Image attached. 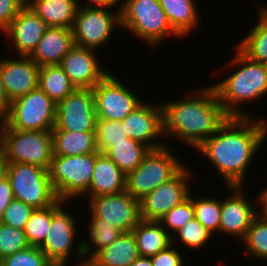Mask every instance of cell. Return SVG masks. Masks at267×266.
I'll return each mask as SVG.
<instances>
[{
	"mask_svg": "<svg viewBox=\"0 0 267 266\" xmlns=\"http://www.w3.org/2000/svg\"><path fill=\"white\" fill-rule=\"evenodd\" d=\"M267 139L266 120L228 117L218 130L195 150L213 163L227 186H244L246 171Z\"/></svg>",
	"mask_w": 267,
	"mask_h": 266,
	"instance_id": "6da1fadb",
	"label": "cell"
},
{
	"mask_svg": "<svg viewBox=\"0 0 267 266\" xmlns=\"http://www.w3.org/2000/svg\"><path fill=\"white\" fill-rule=\"evenodd\" d=\"M193 95L182 100H170L162 104V109L164 135L196 149L218 130L228 116L212 86L201 87Z\"/></svg>",
	"mask_w": 267,
	"mask_h": 266,
	"instance_id": "7a4b0ae2",
	"label": "cell"
},
{
	"mask_svg": "<svg viewBox=\"0 0 267 266\" xmlns=\"http://www.w3.org/2000/svg\"><path fill=\"white\" fill-rule=\"evenodd\" d=\"M235 49L236 54L229 65H237L238 70L211 86L228 117H251L239 108V103L255 101L267 95V65L253 61L237 47Z\"/></svg>",
	"mask_w": 267,
	"mask_h": 266,
	"instance_id": "3957f363",
	"label": "cell"
},
{
	"mask_svg": "<svg viewBox=\"0 0 267 266\" xmlns=\"http://www.w3.org/2000/svg\"><path fill=\"white\" fill-rule=\"evenodd\" d=\"M121 2L120 7H117L120 9V26L134 33L148 46L154 48L170 35L181 37L170 25L159 0Z\"/></svg>",
	"mask_w": 267,
	"mask_h": 266,
	"instance_id": "277c9868",
	"label": "cell"
},
{
	"mask_svg": "<svg viewBox=\"0 0 267 266\" xmlns=\"http://www.w3.org/2000/svg\"><path fill=\"white\" fill-rule=\"evenodd\" d=\"M0 150L8 163H27L49 170L53 158L52 132L16 130L0 122Z\"/></svg>",
	"mask_w": 267,
	"mask_h": 266,
	"instance_id": "5b68a950",
	"label": "cell"
},
{
	"mask_svg": "<svg viewBox=\"0 0 267 266\" xmlns=\"http://www.w3.org/2000/svg\"><path fill=\"white\" fill-rule=\"evenodd\" d=\"M185 165L163 146L150 149L142 162L126 174L125 190L140 201L162 183L174 177Z\"/></svg>",
	"mask_w": 267,
	"mask_h": 266,
	"instance_id": "8992f818",
	"label": "cell"
},
{
	"mask_svg": "<svg viewBox=\"0 0 267 266\" xmlns=\"http://www.w3.org/2000/svg\"><path fill=\"white\" fill-rule=\"evenodd\" d=\"M96 153L76 156L53 155L49 168L52 188L61 201L87 197ZM87 195V196H86Z\"/></svg>",
	"mask_w": 267,
	"mask_h": 266,
	"instance_id": "52a82bcc",
	"label": "cell"
},
{
	"mask_svg": "<svg viewBox=\"0 0 267 266\" xmlns=\"http://www.w3.org/2000/svg\"><path fill=\"white\" fill-rule=\"evenodd\" d=\"M7 178L14 199L20 200L34 209L49 207L58 200L47 169L27 163H9Z\"/></svg>",
	"mask_w": 267,
	"mask_h": 266,
	"instance_id": "ba28073f",
	"label": "cell"
},
{
	"mask_svg": "<svg viewBox=\"0 0 267 266\" xmlns=\"http://www.w3.org/2000/svg\"><path fill=\"white\" fill-rule=\"evenodd\" d=\"M57 104L39 87L11 102L4 122L23 131H51L55 125Z\"/></svg>",
	"mask_w": 267,
	"mask_h": 266,
	"instance_id": "9c48e42d",
	"label": "cell"
},
{
	"mask_svg": "<svg viewBox=\"0 0 267 266\" xmlns=\"http://www.w3.org/2000/svg\"><path fill=\"white\" fill-rule=\"evenodd\" d=\"M79 7L72 32L74 44L97 50L108 44L114 28L120 26V9Z\"/></svg>",
	"mask_w": 267,
	"mask_h": 266,
	"instance_id": "30bf717a",
	"label": "cell"
},
{
	"mask_svg": "<svg viewBox=\"0 0 267 266\" xmlns=\"http://www.w3.org/2000/svg\"><path fill=\"white\" fill-rule=\"evenodd\" d=\"M110 72L93 88L97 119L122 121L143 101Z\"/></svg>",
	"mask_w": 267,
	"mask_h": 266,
	"instance_id": "8fae6325",
	"label": "cell"
},
{
	"mask_svg": "<svg viewBox=\"0 0 267 266\" xmlns=\"http://www.w3.org/2000/svg\"><path fill=\"white\" fill-rule=\"evenodd\" d=\"M192 173L189 167L184 166L174 177L142 198L140 200L141 219L159 221L169 210L186 200L192 191L189 185L193 179Z\"/></svg>",
	"mask_w": 267,
	"mask_h": 266,
	"instance_id": "7c38bea8",
	"label": "cell"
},
{
	"mask_svg": "<svg viewBox=\"0 0 267 266\" xmlns=\"http://www.w3.org/2000/svg\"><path fill=\"white\" fill-rule=\"evenodd\" d=\"M87 199L90 214L101 223H111L122 232H131L142 220L140 201L126 190Z\"/></svg>",
	"mask_w": 267,
	"mask_h": 266,
	"instance_id": "4fadbf2b",
	"label": "cell"
},
{
	"mask_svg": "<svg viewBox=\"0 0 267 266\" xmlns=\"http://www.w3.org/2000/svg\"><path fill=\"white\" fill-rule=\"evenodd\" d=\"M96 111L92 89L75 88L56 106L54 127L66 131H95Z\"/></svg>",
	"mask_w": 267,
	"mask_h": 266,
	"instance_id": "5bb4252c",
	"label": "cell"
},
{
	"mask_svg": "<svg viewBox=\"0 0 267 266\" xmlns=\"http://www.w3.org/2000/svg\"><path fill=\"white\" fill-rule=\"evenodd\" d=\"M121 123L129 138L143 143L150 149L165 146V142L155 140L164 136L162 104L156 107L142 102Z\"/></svg>",
	"mask_w": 267,
	"mask_h": 266,
	"instance_id": "9a60e30c",
	"label": "cell"
},
{
	"mask_svg": "<svg viewBox=\"0 0 267 266\" xmlns=\"http://www.w3.org/2000/svg\"><path fill=\"white\" fill-rule=\"evenodd\" d=\"M245 186H227L231 192L226 199L221 201V214L219 233L236 236L243 240L253 219L258 215L251 202L247 199L243 188Z\"/></svg>",
	"mask_w": 267,
	"mask_h": 266,
	"instance_id": "2e32d148",
	"label": "cell"
},
{
	"mask_svg": "<svg viewBox=\"0 0 267 266\" xmlns=\"http://www.w3.org/2000/svg\"><path fill=\"white\" fill-rule=\"evenodd\" d=\"M39 70L29 56L0 58V77L10 102L38 88Z\"/></svg>",
	"mask_w": 267,
	"mask_h": 266,
	"instance_id": "e0dca14e",
	"label": "cell"
},
{
	"mask_svg": "<svg viewBox=\"0 0 267 266\" xmlns=\"http://www.w3.org/2000/svg\"><path fill=\"white\" fill-rule=\"evenodd\" d=\"M96 51L74 45L61 60L59 66L76 88L92 89L109 73L97 60Z\"/></svg>",
	"mask_w": 267,
	"mask_h": 266,
	"instance_id": "ac0fdd59",
	"label": "cell"
},
{
	"mask_svg": "<svg viewBox=\"0 0 267 266\" xmlns=\"http://www.w3.org/2000/svg\"><path fill=\"white\" fill-rule=\"evenodd\" d=\"M63 205L53 214L47 236L39 248L51 262L68 263L72 255L77 221Z\"/></svg>",
	"mask_w": 267,
	"mask_h": 266,
	"instance_id": "d6986e66",
	"label": "cell"
},
{
	"mask_svg": "<svg viewBox=\"0 0 267 266\" xmlns=\"http://www.w3.org/2000/svg\"><path fill=\"white\" fill-rule=\"evenodd\" d=\"M47 28V24L26 4L2 33L13 42L18 56H30Z\"/></svg>",
	"mask_w": 267,
	"mask_h": 266,
	"instance_id": "ffe728a7",
	"label": "cell"
},
{
	"mask_svg": "<svg viewBox=\"0 0 267 266\" xmlns=\"http://www.w3.org/2000/svg\"><path fill=\"white\" fill-rule=\"evenodd\" d=\"M74 45L72 29L48 27L29 57L40 67L59 65Z\"/></svg>",
	"mask_w": 267,
	"mask_h": 266,
	"instance_id": "44dd1931",
	"label": "cell"
},
{
	"mask_svg": "<svg viewBox=\"0 0 267 266\" xmlns=\"http://www.w3.org/2000/svg\"><path fill=\"white\" fill-rule=\"evenodd\" d=\"M126 174L104 153H96L88 197L116 194L125 190Z\"/></svg>",
	"mask_w": 267,
	"mask_h": 266,
	"instance_id": "7402d4cb",
	"label": "cell"
},
{
	"mask_svg": "<svg viewBox=\"0 0 267 266\" xmlns=\"http://www.w3.org/2000/svg\"><path fill=\"white\" fill-rule=\"evenodd\" d=\"M139 256L133 232H122L113 243L99 250L86 266H129Z\"/></svg>",
	"mask_w": 267,
	"mask_h": 266,
	"instance_id": "603a6c76",
	"label": "cell"
},
{
	"mask_svg": "<svg viewBox=\"0 0 267 266\" xmlns=\"http://www.w3.org/2000/svg\"><path fill=\"white\" fill-rule=\"evenodd\" d=\"M80 0H26L28 7L48 27L72 29Z\"/></svg>",
	"mask_w": 267,
	"mask_h": 266,
	"instance_id": "cb8c5ba5",
	"label": "cell"
},
{
	"mask_svg": "<svg viewBox=\"0 0 267 266\" xmlns=\"http://www.w3.org/2000/svg\"><path fill=\"white\" fill-rule=\"evenodd\" d=\"M89 223V239H83L81 243L77 244L75 249V256L79 258L77 266H86L87 262L102 248L113 243L122 233L121 230L113 226L111 223H101L92 214ZM92 245V246H91ZM94 246V247H93ZM92 247V248H91ZM82 258V259H81ZM81 259V260H80Z\"/></svg>",
	"mask_w": 267,
	"mask_h": 266,
	"instance_id": "d4e9b609",
	"label": "cell"
},
{
	"mask_svg": "<svg viewBox=\"0 0 267 266\" xmlns=\"http://www.w3.org/2000/svg\"><path fill=\"white\" fill-rule=\"evenodd\" d=\"M53 155L76 156L97 153L95 131H66L54 127Z\"/></svg>",
	"mask_w": 267,
	"mask_h": 266,
	"instance_id": "484cf974",
	"label": "cell"
},
{
	"mask_svg": "<svg viewBox=\"0 0 267 266\" xmlns=\"http://www.w3.org/2000/svg\"><path fill=\"white\" fill-rule=\"evenodd\" d=\"M132 232L140 256L152 257L171 245V236L158 221L141 220Z\"/></svg>",
	"mask_w": 267,
	"mask_h": 266,
	"instance_id": "4316f807",
	"label": "cell"
},
{
	"mask_svg": "<svg viewBox=\"0 0 267 266\" xmlns=\"http://www.w3.org/2000/svg\"><path fill=\"white\" fill-rule=\"evenodd\" d=\"M195 0H159L172 28L181 36L186 37L199 25V16ZM186 35V36H185Z\"/></svg>",
	"mask_w": 267,
	"mask_h": 266,
	"instance_id": "83f0119b",
	"label": "cell"
},
{
	"mask_svg": "<svg viewBox=\"0 0 267 266\" xmlns=\"http://www.w3.org/2000/svg\"><path fill=\"white\" fill-rule=\"evenodd\" d=\"M257 24L235 45L249 59L267 65V6L258 8Z\"/></svg>",
	"mask_w": 267,
	"mask_h": 266,
	"instance_id": "f1b7e54d",
	"label": "cell"
},
{
	"mask_svg": "<svg viewBox=\"0 0 267 266\" xmlns=\"http://www.w3.org/2000/svg\"><path fill=\"white\" fill-rule=\"evenodd\" d=\"M150 148L132 138H126L119 143H113L104 154L111 158L125 173L133 171L144 159Z\"/></svg>",
	"mask_w": 267,
	"mask_h": 266,
	"instance_id": "f546056e",
	"label": "cell"
},
{
	"mask_svg": "<svg viewBox=\"0 0 267 266\" xmlns=\"http://www.w3.org/2000/svg\"><path fill=\"white\" fill-rule=\"evenodd\" d=\"M38 87L56 104L65 99L76 88L59 65L40 67Z\"/></svg>",
	"mask_w": 267,
	"mask_h": 266,
	"instance_id": "4dcf8cb0",
	"label": "cell"
},
{
	"mask_svg": "<svg viewBox=\"0 0 267 266\" xmlns=\"http://www.w3.org/2000/svg\"><path fill=\"white\" fill-rule=\"evenodd\" d=\"M66 202L57 200L53 205L34 209L27 221L24 232L31 246H40L48 233L53 214Z\"/></svg>",
	"mask_w": 267,
	"mask_h": 266,
	"instance_id": "1f68e13d",
	"label": "cell"
},
{
	"mask_svg": "<svg viewBox=\"0 0 267 266\" xmlns=\"http://www.w3.org/2000/svg\"><path fill=\"white\" fill-rule=\"evenodd\" d=\"M242 244L247 248L245 249L247 256L267 261V217L258 214L253 219Z\"/></svg>",
	"mask_w": 267,
	"mask_h": 266,
	"instance_id": "d6a6232c",
	"label": "cell"
},
{
	"mask_svg": "<svg viewBox=\"0 0 267 266\" xmlns=\"http://www.w3.org/2000/svg\"><path fill=\"white\" fill-rule=\"evenodd\" d=\"M193 207L195 218L212 234L219 233L221 201L207 196L195 199L193 195Z\"/></svg>",
	"mask_w": 267,
	"mask_h": 266,
	"instance_id": "836d02e7",
	"label": "cell"
},
{
	"mask_svg": "<svg viewBox=\"0 0 267 266\" xmlns=\"http://www.w3.org/2000/svg\"><path fill=\"white\" fill-rule=\"evenodd\" d=\"M213 235L196 218H193L171 236V244L179 240L186 247L202 248Z\"/></svg>",
	"mask_w": 267,
	"mask_h": 266,
	"instance_id": "e575fe53",
	"label": "cell"
},
{
	"mask_svg": "<svg viewBox=\"0 0 267 266\" xmlns=\"http://www.w3.org/2000/svg\"><path fill=\"white\" fill-rule=\"evenodd\" d=\"M96 145L99 153H104L113 143H119L128 138L121 121L97 119Z\"/></svg>",
	"mask_w": 267,
	"mask_h": 266,
	"instance_id": "d590c367",
	"label": "cell"
},
{
	"mask_svg": "<svg viewBox=\"0 0 267 266\" xmlns=\"http://www.w3.org/2000/svg\"><path fill=\"white\" fill-rule=\"evenodd\" d=\"M193 218H195L193 195L192 192H190L186 200L169 210L158 222L167 230L168 234L172 236L178 229Z\"/></svg>",
	"mask_w": 267,
	"mask_h": 266,
	"instance_id": "8d00e7d4",
	"label": "cell"
},
{
	"mask_svg": "<svg viewBox=\"0 0 267 266\" xmlns=\"http://www.w3.org/2000/svg\"><path fill=\"white\" fill-rule=\"evenodd\" d=\"M30 246L24 230L0 222V260Z\"/></svg>",
	"mask_w": 267,
	"mask_h": 266,
	"instance_id": "74e56055",
	"label": "cell"
},
{
	"mask_svg": "<svg viewBox=\"0 0 267 266\" xmlns=\"http://www.w3.org/2000/svg\"><path fill=\"white\" fill-rule=\"evenodd\" d=\"M50 262L38 246H30L2 259V266H48Z\"/></svg>",
	"mask_w": 267,
	"mask_h": 266,
	"instance_id": "f35d334b",
	"label": "cell"
},
{
	"mask_svg": "<svg viewBox=\"0 0 267 266\" xmlns=\"http://www.w3.org/2000/svg\"><path fill=\"white\" fill-rule=\"evenodd\" d=\"M34 208L20 200L13 199L6 207L1 223L24 230Z\"/></svg>",
	"mask_w": 267,
	"mask_h": 266,
	"instance_id": "ab89813d",
	"label": "cell"
},
{
	"mask_svg": "<svg viewBox=\"0 0 267 266\" xmlns=\"http://www.w3.org/2000/svg\"><path fill=\"white\" fill-rule=\"evenodd\" d=\"M26 5V0H0V32L12 23L20 10Z\"/></svg>",
	"mask_w": 267,
	"mask_h": 266,
	"instance_id": "60d3db41",
	"label": "cell"
},
{
	"mask_svg": "<svg viewBox=\"0 0 267 266\" xmlns=\"http://www.w3.org/2000/svg\"><path fill=\"white\" fill-rule=\"evenodd\" d=\"M175 246L176 244H171L165 250L150 257L152 266H184V258Z\"/></svg>",
	"mask_w": 267,
	"mask_h": 266,
	"instance_id": "b9f144b4",
	"label": "cell"
},
{
	"mask_svg": "<svg viewBox=\"0 0 267 266\" xmlns=\"http://www.w3.org/2000/svg\"><path fill=\"white\" fill-rule=\"evenodd\" d=\"M14 199L9 179L5 177L0 181V220L3 217L6 207Z\"/></svg>",
	"mask_w": 267,
	"mask_h": 266,
	"instance_id": "7bdbcfd3",
	"label": "cell"
},
{
	"mask_svg": "<svg viewBox=\"0 0 267 266\" xmlns=\"http://www.w3.org/2000/svg\"><path fill=\"white\" fill-rule=\"evenodd\" d=\"M11 102L8 99L0 77V122H3L9 115Z\"/></svg>",
	"mask_w": 267,
	"mask_h": 266,
	"instance_id": "ee69618b",
	"label": "cell"
},
{
	"mask_svg": "<svg viewBox=\"0 0 267 266\" xmlns=\"http://www.w3.org/2000/svg\"><path fill=\"white\" fill-rule=\"evenodd\" d=\"M120 0H88V6L86 3L85 5H79V7H85V8H113L116 5H119L118 3ZM90 2V3H89Z\"/></svg>",
	"mask_w": 267,
	"mask_h": 266,
	"instance_id": "f6af8a7d",
	"label": "cell"
},
{
	"mask_svg": "<svg viewBox=\"0 0 267 266\" xmlns=\"http://www.w3.org/2000/svg\"><path fill=\"white\" fill-rule=\"evenodd\" d=\"M257 200L258 203L261 204V213L259 212L258 214L267 217V187L260 192Z\"/></svg>",
	"mask_w": 267,
	"mask_h": 266,
	"instance_id": "bcb514c9",
	"label": "cell"
},
{
	"mask_svg": "<svg viewBox=\"0 0 267 266\" xmlns=\"http://www.w3.org/2000/svg\"><path fill=\"white\" fill-rule=\"evenodd\" d=\"M8 161L5 158V155L0 150V181L7 177V168H8Z\"/></svg>",
	"mask_w": 267,
	"mask_h": 266,
	"instance_id": "7dc6e473",
	"label": "cell"
},
{
	"mask_svg": "<svg viewBox=\"0 0 267 266\" xmlns=\"http://www.w3.org/2000/svg\"><path fill=\"white\" fill-rule=\"evenodd\" d=\"M129 266H152L150 257L139 256Z\"/></svg>",
	"mask_w": 267,
	"mask_h": 266,
	"instance_id": "c3c4849f",
	"label": "cell"
},
{
	"mask_svg": "<svg viewBox=\"0 0 267 266\" xmlns=\"http://www.w3.org/2000/svg\"><path fill=\"white\" fill-rule=\"evenodd\" d=\"M65 262H50V264L48 266H68L69 264H67ZM77 266V265H76Z\"/></svg>",
	"mask_w": 267,
	"mask_h": 266,
	"instance_id": "681fc988",
	"label": "cell"
}]
</instances>
